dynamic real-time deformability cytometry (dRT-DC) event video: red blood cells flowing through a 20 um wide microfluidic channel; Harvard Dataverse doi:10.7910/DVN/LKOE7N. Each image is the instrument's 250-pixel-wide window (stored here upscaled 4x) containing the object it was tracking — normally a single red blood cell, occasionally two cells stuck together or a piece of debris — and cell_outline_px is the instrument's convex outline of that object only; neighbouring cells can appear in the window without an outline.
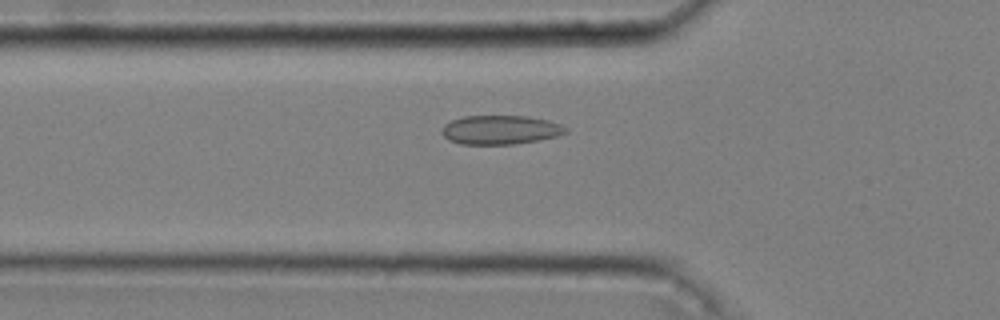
{"species": "common noctule bat (a hibernating species)", "species_latin": "Nyctalus noctula", "temperature_condition": "cold", "stored_images_in_passage": 46, "camera_frame_rate_fps": 3000, "um_per_image_px": 0.085, "animal": {"sex": "male", "body_mass_g": 20.4}, "frame": {"image": 1, "passage_image": 17, "time_ms": 5.333, "image_size_px": [1000, 320], "cell_outline_px": [[568, 132], [556, 136], [540, 140], [512, 144], [460, 144], [448, 140], [440, 132], [444, 124], [452, 120], [464, 116], [528, 116], [548, 120], [560, 124], [568, 128]], "centroid_in_image_um": [42.52, 11.03], "position_along_channel_um": 83.3, "area_um2": 21.04}}
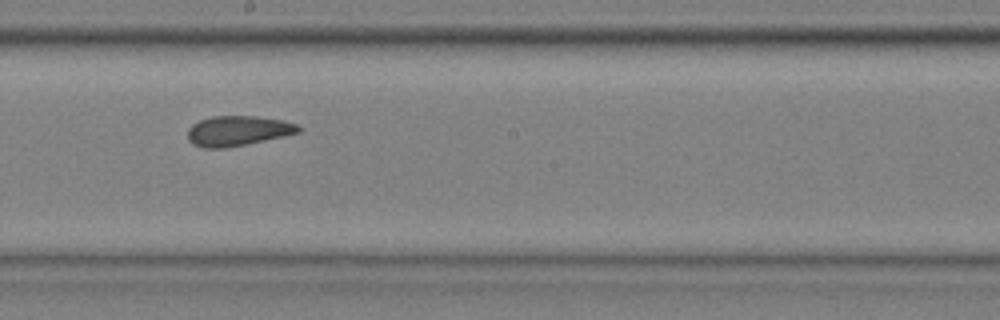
{"frame": {"image": 2, "passage_image": 29, "time_ms": 9.333, "image_size_px": [1000, 320], "cell_outline_px": [[300, 132], [284, 136], [224, 148], [204, 148], [192, 144], [188, 140], [188, 128], [192, 124], [200, 120], [212, 116], [256, 116], [280, 120], [296, 124], [300, 128]], "centroid_in_image_um": [20.17, 11.12], "position_along_channel_um": 228.0, "area_um2": 19.19}}
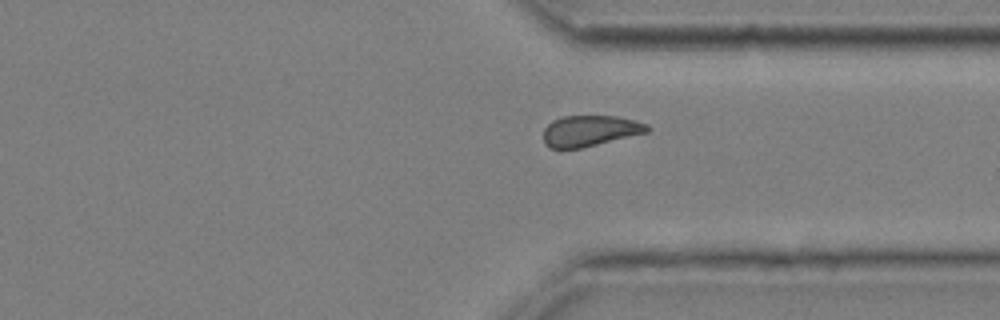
{"frame": {"image": 3, "passage_image": 40, "time_ms": 13.0, "image_size_px": [1000, 320], "cell_outline_px": [[652, 128], [648, 132], [580, 148], [548, 148], [544, 144], [544, 128], [552, 120], [564, 116], [616, 116], [648, 124]], "centroid_in_image_um": [50.13, 11.12], "position_along_channel_um": 361.3, "area_um2": 18.61}, "authors_computed_cell_mechanics": {"area_um2": 19.7098, "velocity_mm_per_s": 3.6118, "shape_relaxation_time_tau1_ms": null, "shape_relaxation_time_tau2_ms": 2.4384, "deformation_change_tau1": null, "deformation_change_tau2": 0.0719}}